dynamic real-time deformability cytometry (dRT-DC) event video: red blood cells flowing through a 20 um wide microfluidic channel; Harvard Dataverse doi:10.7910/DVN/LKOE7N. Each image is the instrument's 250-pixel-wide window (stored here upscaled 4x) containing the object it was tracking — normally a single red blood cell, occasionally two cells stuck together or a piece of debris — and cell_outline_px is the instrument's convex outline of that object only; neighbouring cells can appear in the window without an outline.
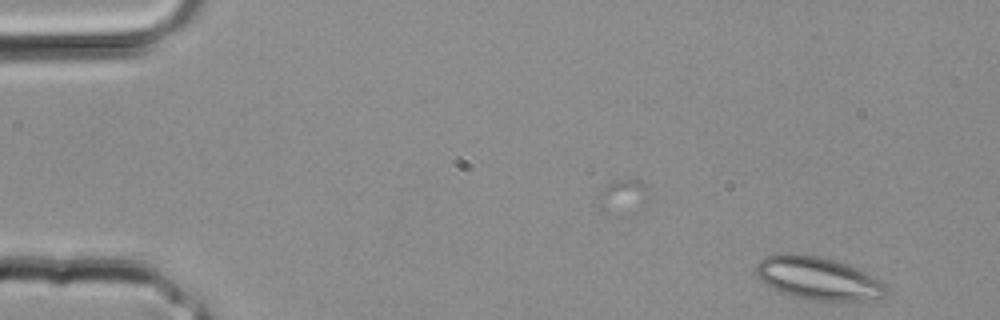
{"species": "common noctule bat (a hibernating species)", "species_latin": "Nyctalus noctula", "temperature_condition": "room temperature", "stored_images_in_passage": 3, "camera_frame_rate_fps": 3000, "um_per_image_px": 0.085, "animal": {"sex": "male", "body_mass_g": 20.4}, "frame": {"image": 1, "passage_image": 3, "time_ms": 0.667, "image_size_px": [1000, 320], "cell_outline_px": [[888, 292], [884, 296], [868, 304], [832, 304], [808, 300], [792, 296], [772, 288], [760, 280], [756, 276], [756, 264], [764, 256], [780, 252], [792, 252], [820, 256], [868, 272], [876, 276], [888, 284]], "centroid_in_image_um": [69.65, 23.73], "position_along_channel_um": 15.3, "area_um2": 34.62}}